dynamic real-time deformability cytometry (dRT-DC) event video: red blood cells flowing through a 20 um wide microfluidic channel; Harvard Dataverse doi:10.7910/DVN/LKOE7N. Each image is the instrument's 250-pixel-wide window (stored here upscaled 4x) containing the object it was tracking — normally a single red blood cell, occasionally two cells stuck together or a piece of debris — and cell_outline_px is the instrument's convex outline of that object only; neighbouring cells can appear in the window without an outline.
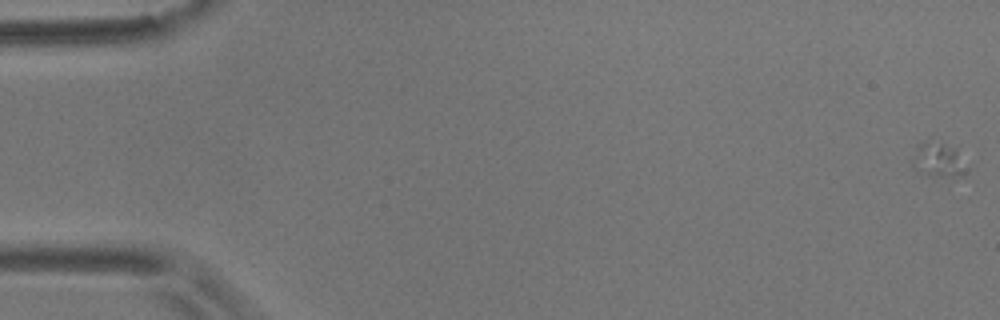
{"species": "common noctule bat (a hibernating species)", "species_latin": "Nyctalus noctula", "temperature_condition": "room temperature", "stored_images_in_passage": 14, "camera_frame_rate_fps": 3000, "um_per_image_px": 0.085, "animal": {"sex": "male", "body_mass_g": 17.9}, "frame": {"image": 1, "passage_image": 1, "time_ms": 0.0, "image_size_px": [1000, 320], "cell_outline_px": [[964, 172], [960, 176], [952, 180], [924, 176], [916, 148], [916, 144], [928, 140], [956, 148]], "centroid_in_image_um": [79.84, 13.64], "position_along_channel_um": 5.2, "area_um2": 10.0}}